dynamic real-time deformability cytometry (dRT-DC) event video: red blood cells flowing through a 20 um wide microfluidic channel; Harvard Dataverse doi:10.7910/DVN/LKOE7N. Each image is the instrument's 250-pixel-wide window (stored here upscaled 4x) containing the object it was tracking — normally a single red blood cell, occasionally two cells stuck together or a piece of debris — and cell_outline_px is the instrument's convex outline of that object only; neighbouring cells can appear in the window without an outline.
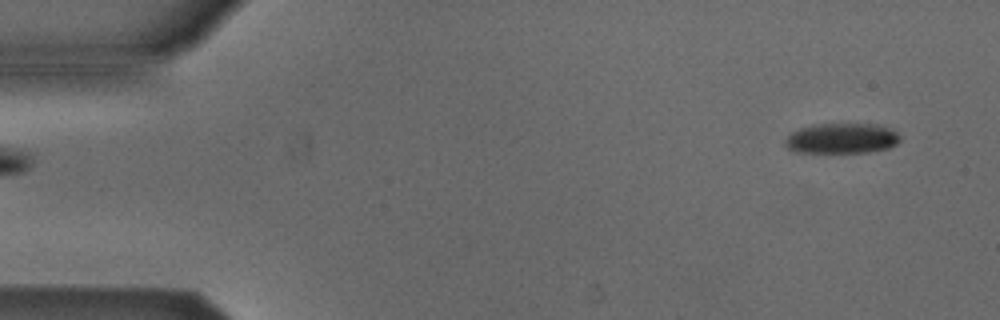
{"species": "Egyptian fruit bat (a non-hibernating species)", "species_latin": "Rousettus aegyptiacus", "temperature_condition": "cold", "stored_images_in_passage": 4, "camera_frame_rate_fps": 3000, "um_per_image_px": 0.085, "animal": {"sex": "male"}, "frame": {"image": 1, "passage_image": 1, "time_ms": 0.0, "image_size_px": [1000, 320], "cell_outline_px": [[900, 140], [896, 144], [888, 148], [868, 152], [796, 152], [788, 148], [784, 144], [784, 140], [792, 132], [800, 128], [812, 124], [876, 124], [892, 128], [900, 136]], "centroid_in_image_um": [71.55, 11.75], "position_along_channel_um": 13.4, "area_um2": 20.35}}